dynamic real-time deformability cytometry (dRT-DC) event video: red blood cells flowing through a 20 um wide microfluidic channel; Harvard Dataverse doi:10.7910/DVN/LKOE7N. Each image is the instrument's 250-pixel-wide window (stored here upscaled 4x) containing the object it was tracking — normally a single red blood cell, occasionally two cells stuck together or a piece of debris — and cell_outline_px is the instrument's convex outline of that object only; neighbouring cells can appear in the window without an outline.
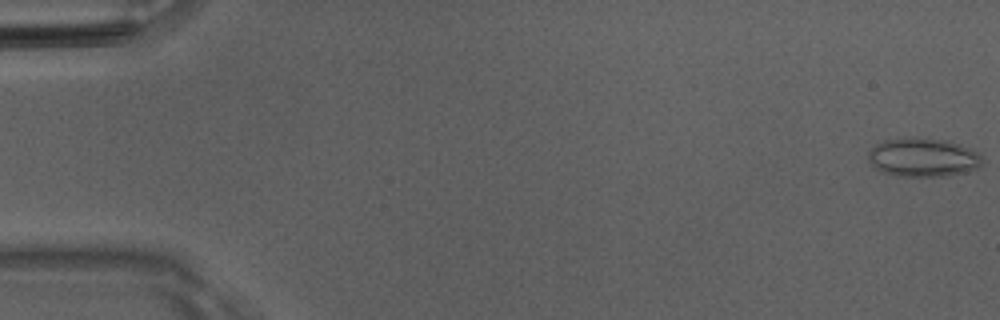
{"species": "Egyptian fruit bat (a non-hibernating species)", "species_latin": "Rousettus aegyptiacus", "temperature_condition": "room temperature", "stored_images_in_passage": 19, "camera_frame_rate_fps": 3000, "um_per_image_px": 0.085, "animal": {"sex": "male"}, "frame": {"image": 1, "passage_image": 1, "time_ms": 0.0, "image_size_px": [1000, 320], "cell_outline_px": [[984, 160], [976, 168], [964, 172], [948, 176], [900, 176], [884, 172], [876, 168], [868, 160], [868, 152], [876, 144], [884, 140], [908, 136], [916, 136], [948, 140], [960, 144], [976, 152]], "centroid_in_image_um": [78.44, 13.35], "position_along_channel_um": 6.6, "area_um2": 25.89}}